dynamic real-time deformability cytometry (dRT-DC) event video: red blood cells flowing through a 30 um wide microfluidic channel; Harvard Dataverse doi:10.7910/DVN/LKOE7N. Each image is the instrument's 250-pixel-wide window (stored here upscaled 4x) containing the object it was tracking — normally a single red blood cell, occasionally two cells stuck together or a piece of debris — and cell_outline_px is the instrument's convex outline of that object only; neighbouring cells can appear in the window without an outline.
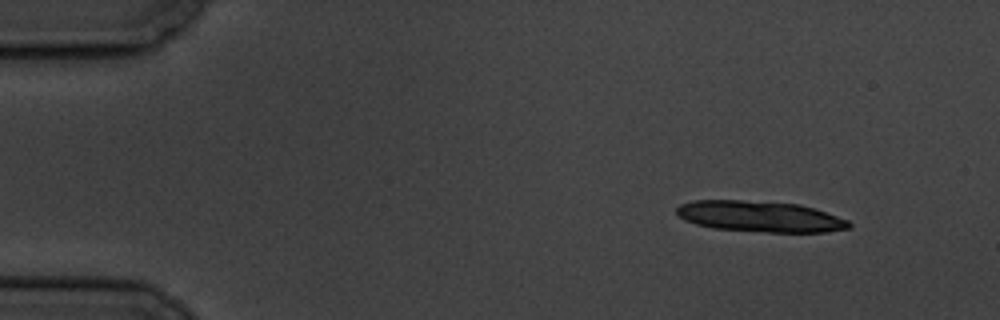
{"species": "common noctule bat (a hibernating species)", "species_latin": "Nyctalus noctula", "temperature_condition": "cold", "stored_images_in_passage": 5, "camera_frame_rate_fps": 3000, "um_per_image_px": 0.085, "animal": {"sex": "male", "body_mass_g": 19.5, "forearm_length_mm": 54.6}, "frame": {"image": 1, "passage_image": 1, "time_ms": 0.0, "image_size_px": [1000, 320], "cell_outline_px": [[852, 228], [824, 232], [768, 232], [712, 228], [696, 224], [684, 220], [676, 212], [676, 208], [680, 204], [692, 200], [740, 200], [800, 204], [848, 220], [852, 224]], "centroid_in_image_um": [64.58, 18.4], "position_along_channel_um": 20.4, "area_um2": 30.98}}
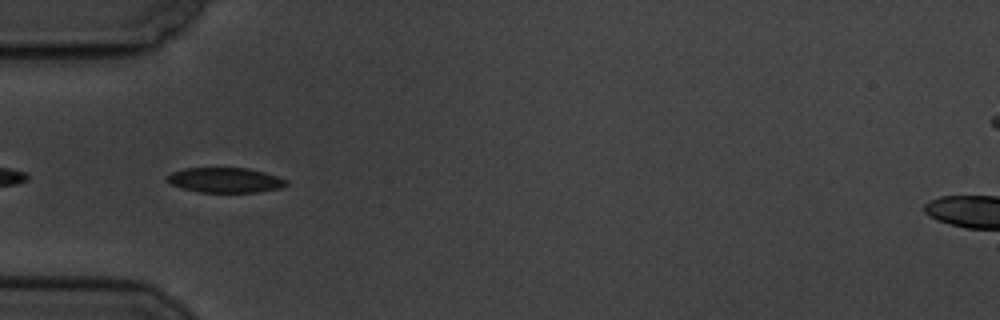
{"frame": {"image": 2, "passage_image": 4, "time_ms": 4.333, "image_size_px": [1000, 320], "cell_outline_px": [[288, 184], [280, 188], [256, 192], [200, 192], [184, 188], [172, 184], [164, 176], [172, 172], [184, 168], [248, 168], [264, 172], [288, 180]], "centroid_in_image_um": [19.15, 15.3], "position_along_channel_um": 65.9, "area_um2": 17.22}}
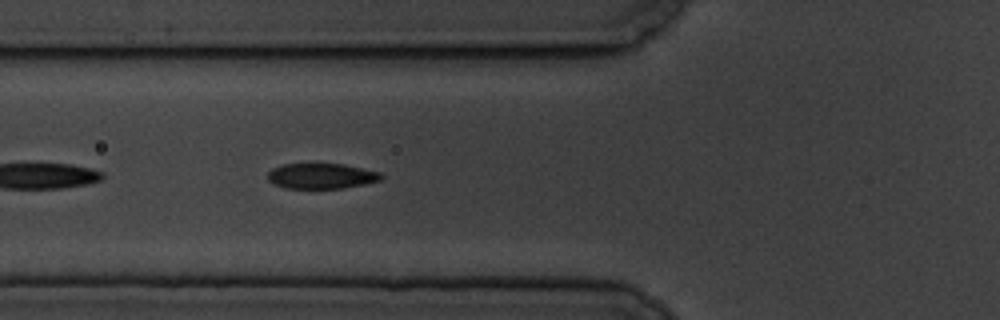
{"frame": {"image": 3, "passage_image": 5, "time_ms": 5.333, "image_size_px": [1000, 320], "cell_outline_px": [[384, 176], [380, 180], [364, 184], [344, 188], [284, 188], [272, 184], [268, 180], [268, 172], [272, 168], [284, 164], [316, 160], [344, 164], [380, 172]], "centroid_in_image_um": [27.27, 14.91], "position_along_channel_um": 98.5, "area_um2": 17.69}}